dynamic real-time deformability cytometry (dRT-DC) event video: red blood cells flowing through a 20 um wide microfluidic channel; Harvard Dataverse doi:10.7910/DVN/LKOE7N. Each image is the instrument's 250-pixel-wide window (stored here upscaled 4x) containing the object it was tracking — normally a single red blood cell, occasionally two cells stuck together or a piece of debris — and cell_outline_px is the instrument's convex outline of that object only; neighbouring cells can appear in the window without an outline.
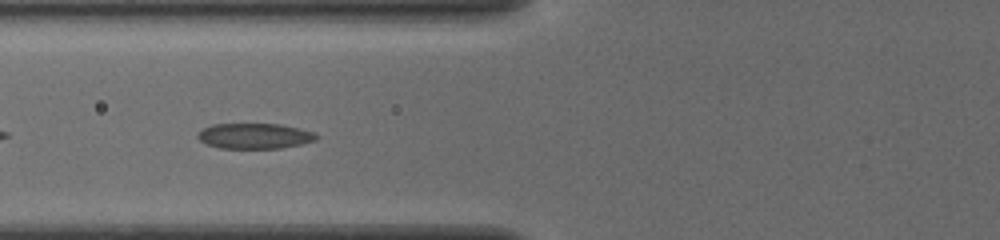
{"species": "common noctule bat (a hibernating species)", "species_latin": "Nyctalus noctula", "temperature_condition": "cold", "stored_images_in_passage": 34, "camera_frame_rate_fps": 3000, "um_per_image_px": 0.085, "animal": {"sex": "female", "body_mass_g": 19.5, "forearm_length_mm": 54.1}, "frame": {"image": 1, "passage_image": 6, "time_ms": 1.667, "image_size_px": [1000, 240], "cell_outline_px": [[316, 140], [300, 144], [280, 148], [220, 148], [208, 144], [200, 140], [196, 136], [204, 128], [212, 124], [280, 124], [316, 132]], "centroid_in_image_um": [21.65, 11.55], "position_along_channel_um": 104.2, "area_um2": 17.4}}
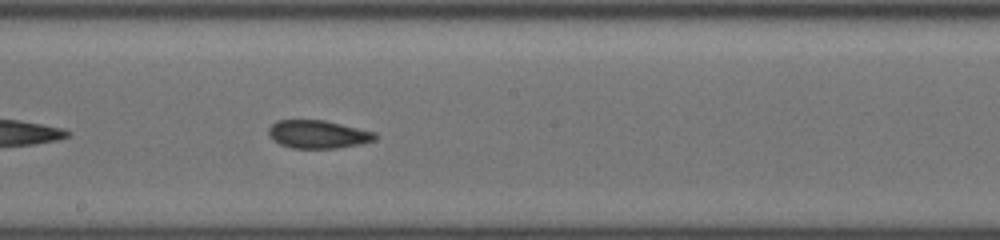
{"frame": {"image": 2, "passage_image": 15, "time_ms": 4.667, "image_size_px": [1000, 240], "cell_outline_px": [[380, 136], [376, 140], [364, 144], [336, 148], [292, 148], [280, 144], [272, 140], [268, 136], [268, 128], [276, 120], [324, 120], [376, 132]], "centroid_in_image_um": [27.06, 11.42], "position_along_channel_um": 221.1, "area_um2": 17.74}}
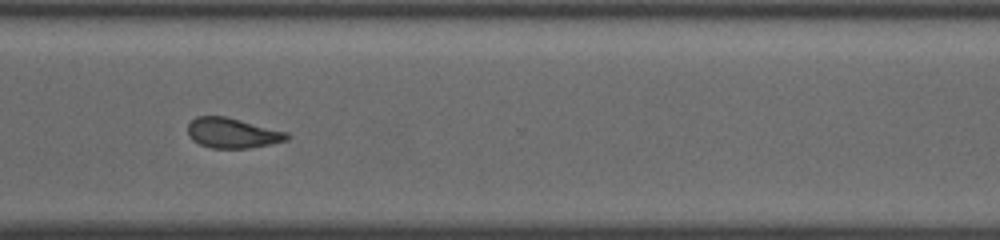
{"frame": {"image": 3, "passage_image": 25, "time_ms": 8.0, "image_size_px": [1000, 240], "cell_outline_px": [[288, 140], [248, 148], [212, 148], [200, 144], [192, 140], [188, 136], [188, 124], [196, 116], [224, 116], [288, 132]], "centroid_in_image_um": [19.72, 11.3], "position_along_channel_um": 350.9, "area_um2": 17.22}, "authors_computed_cell_mechanics": {"area_um2": 17.5134, "velocity_mm_per_s": 3.8894, "shape_relaxation_time_tau1_ms": 6.004, "shape_relaxation_time_tau2_ms": 2.3003, "deformation_change_tau1": 0.1415, "deformation_change_tau2": 0.0915}}